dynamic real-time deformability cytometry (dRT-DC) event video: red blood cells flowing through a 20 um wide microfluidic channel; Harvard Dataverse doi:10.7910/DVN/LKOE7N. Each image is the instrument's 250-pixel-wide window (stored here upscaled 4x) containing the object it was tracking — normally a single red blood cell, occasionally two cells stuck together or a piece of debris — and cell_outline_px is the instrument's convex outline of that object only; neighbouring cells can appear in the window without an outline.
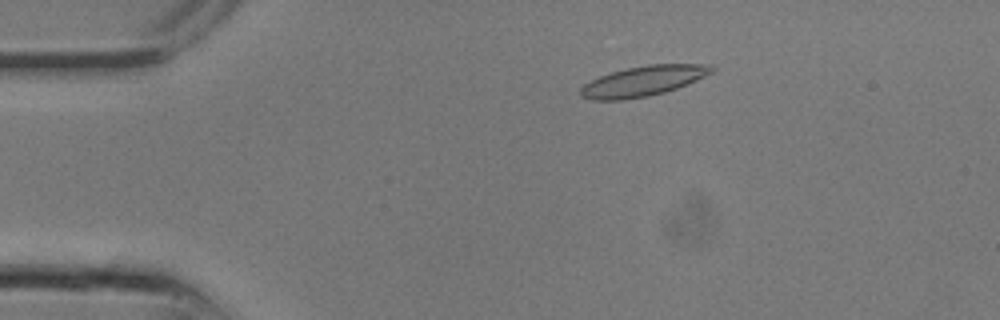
{"species": "common noctule bat (a hibernating species)", "species_latin": "Nyctalus noctula", "temperature_condition": "room temperature", "stored_images_in_passage": 4, "camera_frame_rate_fps": 3000, "um_per_image_px": 0.085, "animal": {"sex": "male", "body_mass_g": 13.3}, "frame": {"image": 1, "passage_image": 3, "time_ms": 0.667, "image_size_px": [1000, 320], "cell_outline_px": [[716, 68], [712, 72], [696, 80], [676, 88], [664, 92], [648, 96], [624, 100], [592, 100], [580, 96], [580, 88], [584, 84], [600, 76], [612, 72], [628, 68], [648, 64], [712, 64]], "centroid_in_image_um": [54.67, 6.89], "position_along_channel_um": 30.3, "area_um2": 22.95}}